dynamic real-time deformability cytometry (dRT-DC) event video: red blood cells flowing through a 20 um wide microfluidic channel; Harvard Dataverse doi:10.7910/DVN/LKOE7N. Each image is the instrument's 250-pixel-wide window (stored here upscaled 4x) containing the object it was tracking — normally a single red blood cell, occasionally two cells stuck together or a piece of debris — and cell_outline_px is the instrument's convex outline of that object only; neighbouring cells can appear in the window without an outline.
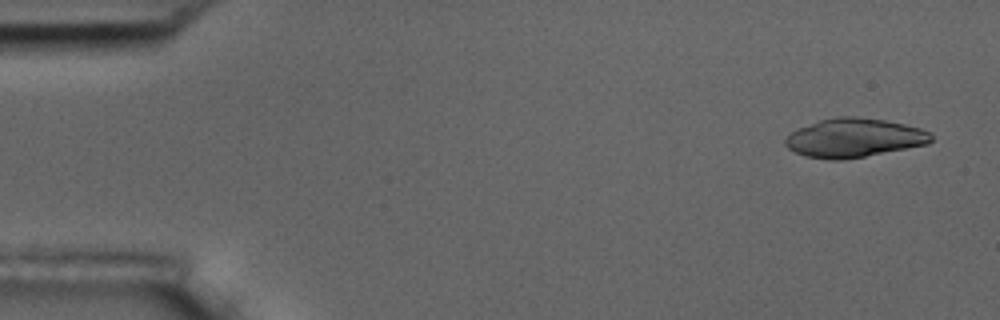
{"species": "common noctule bat (a hibernating species)", "species_latin": "Nyctalus noctula", "temperature_condition": "room temperature", "stored_images_in_passage": 6, "camera_frame_rate_fps": 3000, "um_per_image_px": 0.085, "animal": {"sex": "male", "body_mass_g": 17.5, "forearm_length_mm": 52.3}, "frame": {"image": 1, "passage_image": 1, "time_ms": 0.0, "image_size_px": [1000, 320], "cell_outline_px": [[932, 140], [928, 144], [844, 160], [832, 160], [804, 156], [788, 148], [784, 144], [784, 140], [796, 128], [820, 120], [836, 116], [856, 116], [884, 120], [904, 124], [920, 128], [932, 132]], "centroid_in_image_um": [72.59, 11.71], "position_along_channel_um": 12.4, "area_um2": 33.12}}